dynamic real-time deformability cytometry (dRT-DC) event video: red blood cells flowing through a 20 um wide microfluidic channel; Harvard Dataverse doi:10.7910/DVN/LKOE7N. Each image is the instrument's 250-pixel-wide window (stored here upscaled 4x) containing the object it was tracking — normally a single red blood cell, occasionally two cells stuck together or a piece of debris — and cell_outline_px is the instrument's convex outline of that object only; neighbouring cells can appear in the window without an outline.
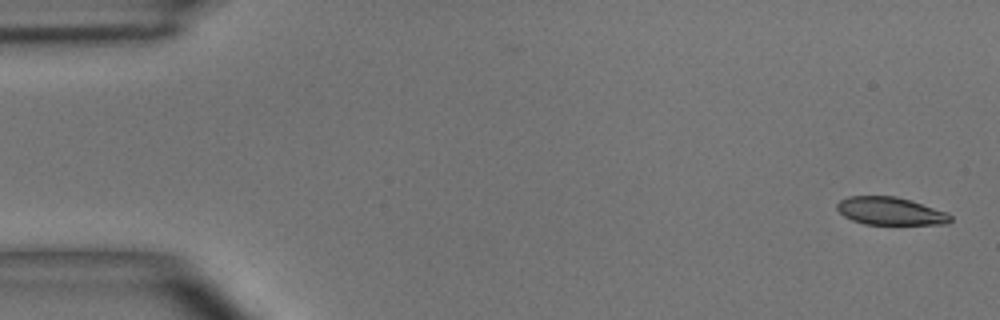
{"species": "common noctule bat (a hibernating species)", "species_latin": "Nyctalus noctula", "temperature_condition": "room temperature", "stored_images_in_passage": 6, "camera_frame_rate_fps": 3000, "um_per_image_px": 0.085, "animal": {"sex": "male", "body_mass_g": 15.6}, "frame": {"image": 1, "passage_image": 1, "time_ms": 0.0, "image_size_px": [1000, 320], "cell_outline_px": [[952, 220], [948, 224], [864, 224], [852, 220], [844, 216], [836, 208], [836, 204], [840, 200], [848, 196], [896, 196], [948, 212], [952, 216]], "centroid_in_image_um": [75.68, 17.94], "position_along_channel_um": 9.3, "area_um2": 18.38}}
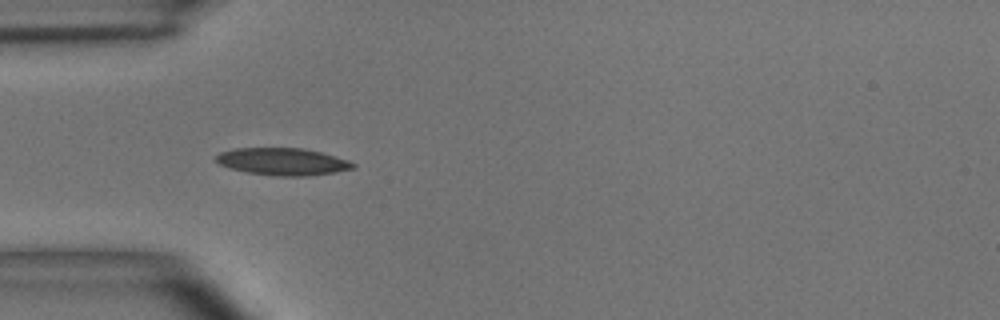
{"frame": {"image": 2, "passage_image": 5, "time_ms": 4.667, "image_size_px": [1000, 320], "cell_outline_px": [[356, 168], [336, 172], [308, 176], [276, 176], [248, 172], [228, 168], [212, 160], [220, 152], [232, 148], [304, 148], [324, 152], [348, 160], [356, 164]], "centroid_in_image_um": [24.03, 13.73], "position_along_channel_um": 61.0, "area_um2": 22.08}}
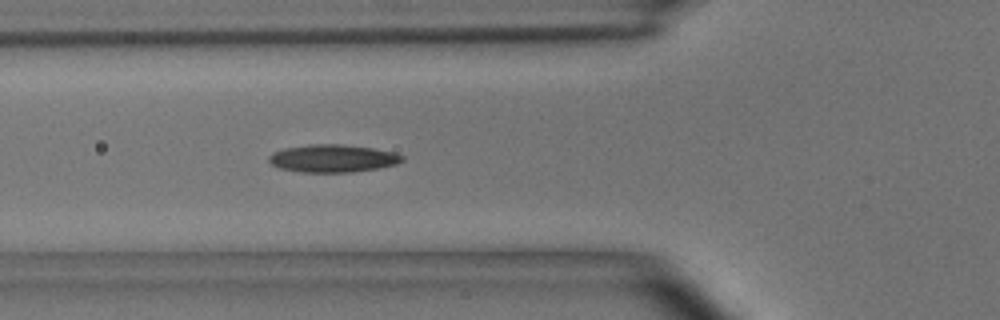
{"frame": {"image": 3, "passage_image": 6, "time_ms": 5.667, "image_size_px": [1000, 320], "cell_outline_px": [[404, 160], [396, 164], [376, 168], [352, 172], [300, 172], [280, 168], [272, 164], [268, 160], [268, 156], [272, 152], [284, 148], [308, 144], [340, 144], [372, 148], [392, 152], [404, 156]], "centroid_in_image_um": [28.24, 13.46], "position_along_channel_um": 97.6, "area_um2": 21.44}}